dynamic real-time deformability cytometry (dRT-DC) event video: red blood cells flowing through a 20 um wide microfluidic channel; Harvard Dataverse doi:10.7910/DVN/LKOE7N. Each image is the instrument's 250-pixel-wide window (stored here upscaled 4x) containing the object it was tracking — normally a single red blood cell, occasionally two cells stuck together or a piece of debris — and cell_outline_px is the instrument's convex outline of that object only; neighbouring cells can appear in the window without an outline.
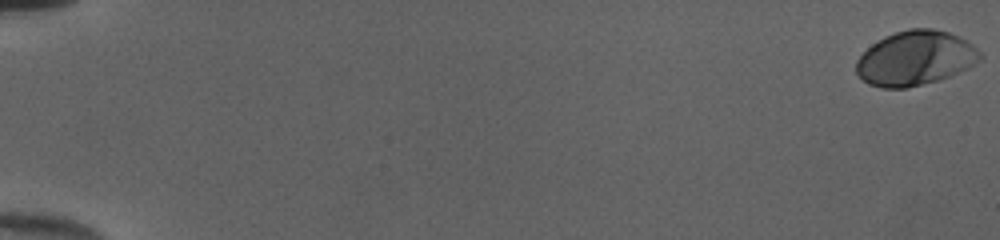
{"species": "human", "species_latin": "Homo sapiens", "temperature_condition": "cold", "stored_images_in_passage": 53, "camera_frame_rate_fps": 3000, "um_per_image_px": 0.085, "donor": {"sex": "female"}, "frame": {"image": 1, "passage_image": 1, "time_ms": 0.0, "image_size_px": [1000, 240], "cell_outline_px": [[984, 60], [968, 68], [948, 76], [936, 80], [908, 88], [884, 88], [868, 84], [856, 72], [856, 60], [872, 44], [884, 36], [908, 28], [932, 28], [948, 32], [960, 36], [972, 44], [984, 56]], "centroid_in_image_um": [77.83, 4.93], "position_along_channel_um": 7.2, "area_um2": 39.42}}
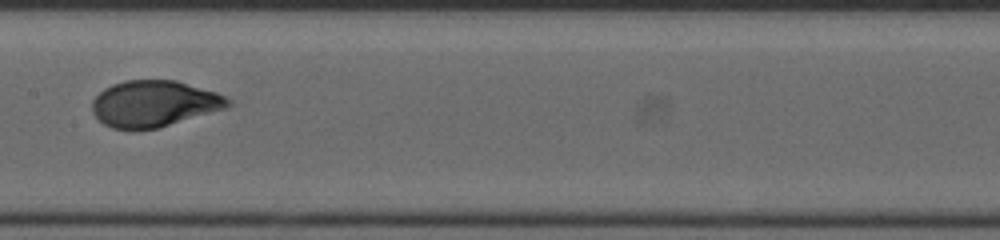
{"frame": {"image": 2, "passage_image": 30, "time_ms": 9.667, "image_size_px": [1000, 240], "cell_outline_px": [[232, 104], [228, 108], [160, 128], [132, 132], [112, 128], [104, 124], [92, 112], [92, 100], [104, 88], [112, 84], [124, 80], [176, 80], [216, 92], [232, 100]], "centroid_in_image_um": [13.1, 8.84], "position_along_channel_um": 194.3, "area_um2": 37.4}}
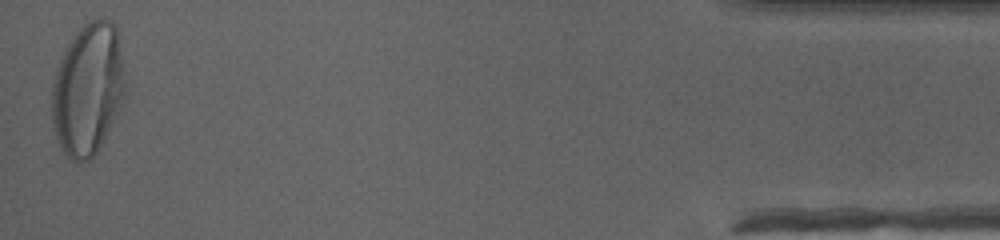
{"frame": {"image": 3, "passage_image": 53, "time_ms": 17.333, "image_size_px": [1000, 240], "cell_outline_px": [[124, 96], [120, 108], [104, 140], [96, 152], [88, 160], [80, 164], [76, 164], [68, 160], [60, 148], [52, 128], [52, 84], [56, 68], [60, 56], [64, 48], [72, 36], [88, 20], [100, 16], [112, 20], [116, 24], [124, 72]], "centroid_in_image_um": [7.44, 7.59], "position_along_channel_um": 427.8, "area_um2": 57.4}, "authors_computed_cell_mechanics": {"area_um2": 37.3966, "velocity_mm_per_s": 4.0234, "shape_relaxation_time_tau1_ms": 3.9842, "shape_relaxation_time_tau2_ms": null, "deformation_change_tau1": 0.1979, "deformation_change_tau2": null}}